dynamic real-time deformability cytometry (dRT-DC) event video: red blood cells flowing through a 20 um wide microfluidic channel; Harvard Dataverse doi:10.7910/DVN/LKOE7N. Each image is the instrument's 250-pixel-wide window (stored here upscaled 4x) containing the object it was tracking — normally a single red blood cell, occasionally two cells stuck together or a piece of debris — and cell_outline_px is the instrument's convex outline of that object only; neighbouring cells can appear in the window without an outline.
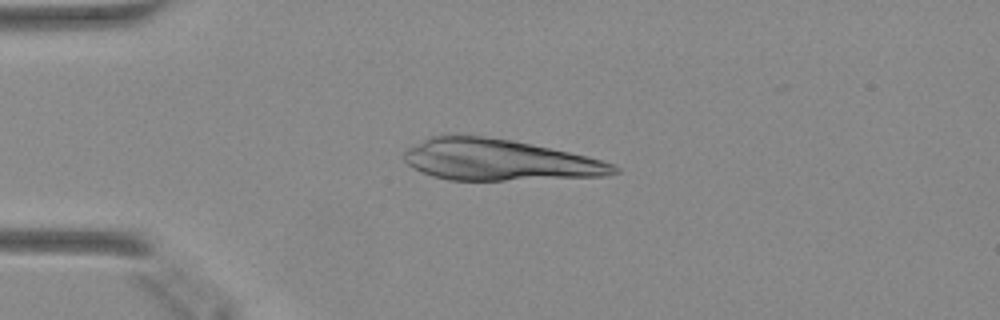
{"species": "Egyptian fruit bat (a non-hibernating species)", "species_latin": "Rousettus aegyptiacus", "temperature_condition": "warm", "stored_images_in_passage": 16, "camera_frame_rate_fps": 3000, "um_per_image_px": 0.085, "animal": {"sex": "female"}, "frame": {"image": 1, "passage_image": 10, "time_ms": 3.0, "image_size_px": [1000, 320], "cell_outline_px": [[620, 172], [604, 176], [504, 180], [448, 180], [432, 176], [420, 172], [408, 164], [404, 160], [404, 152], [408, 148], [428, 136], [484, 136], [512, 140], [532, 144], [588, 156], [612, 164], [620, 168]], "centroid_in_image_um": [42.41, 13.6], "position_along_channel_um": 42.6, "area_um2": 50.11}}